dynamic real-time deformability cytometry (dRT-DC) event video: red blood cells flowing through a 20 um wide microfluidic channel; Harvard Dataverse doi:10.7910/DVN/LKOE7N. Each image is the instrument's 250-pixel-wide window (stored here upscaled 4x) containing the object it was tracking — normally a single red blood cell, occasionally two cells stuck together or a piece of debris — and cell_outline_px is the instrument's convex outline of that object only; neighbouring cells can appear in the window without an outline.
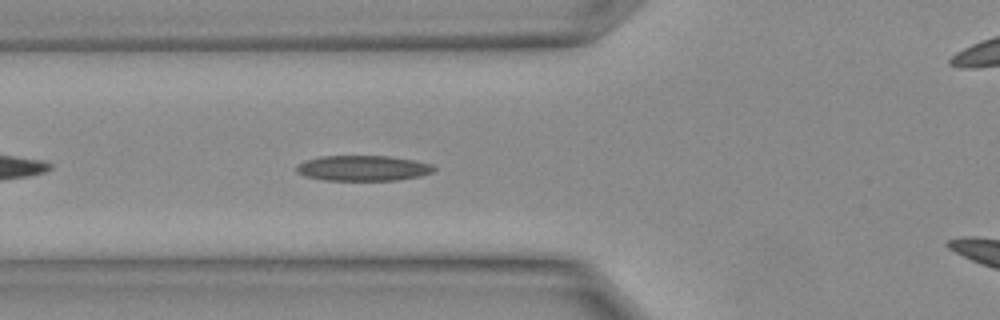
{"species": "Egyptian fruit bat (a non-hibernating species)", "species_latin": "Rousettus aegyptiacus", "temperature_condition": "warm", "stored_images_in_passage": 9, "camera_frame_rate_fps": 3000, "um_per_image_px": 0.085, "animal": {"sex": "female"}, "frame": {"image": 1, "passage_image": 9, "time_ms": 2.667, "image_size_px": [1000, 320], "cell_outline_px": [[436, 172], [420, 176], [396, 180], [324, 180], [304, 176], [296, 172], [296, 168], [300, 164], [308, 160], [320, 156], [388, 156], [416, 160], [432, 164], [436, 168]], "centroid_in_image_um": [30.91, 14.29], "position_along_channel_um": 94.9, "area_um2": 20.4}}